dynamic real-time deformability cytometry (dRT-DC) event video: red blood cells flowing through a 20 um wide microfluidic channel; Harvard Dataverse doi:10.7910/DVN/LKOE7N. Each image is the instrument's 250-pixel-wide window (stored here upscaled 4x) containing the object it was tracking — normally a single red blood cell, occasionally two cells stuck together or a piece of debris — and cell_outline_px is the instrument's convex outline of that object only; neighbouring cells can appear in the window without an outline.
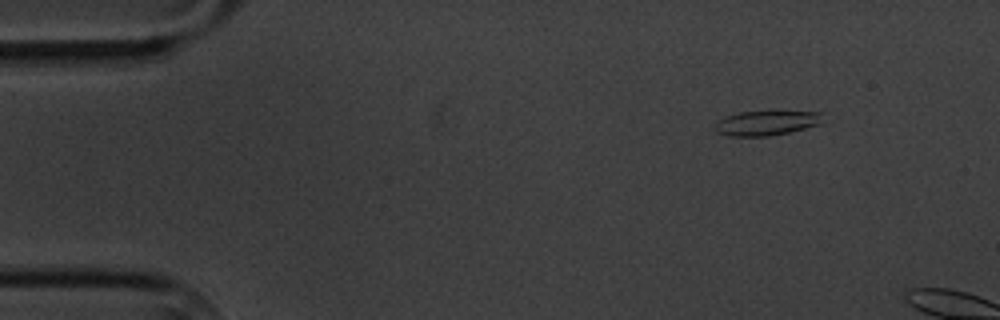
{"species": "common noctule bat (a hibernating species)", "species_latin": "Nyctalus noctula", "temperature_condition": "cold", "stored_images_in_passage": 3, "camera_frame_rate_fps": 3000, "um_per_image_px": 0.085, "animal": {"sex": "male", "body_mass_g": 20.1, "forearm_length_mm": 53.5}, "frame": {"image": 1, "passage_image": 2, "time_ms": 1.0, "image_size_px": [1000, 320], "cell_outline_px": [[824, 112], [820, 124], [772, 136], [728, 136], [716, 132], [716, 120], [724, 116], [740, 112]], "centroid_in_image_um": [65.11, 10.46], "position_along_channel_um": 19.9, "area_um2": 15.37}}